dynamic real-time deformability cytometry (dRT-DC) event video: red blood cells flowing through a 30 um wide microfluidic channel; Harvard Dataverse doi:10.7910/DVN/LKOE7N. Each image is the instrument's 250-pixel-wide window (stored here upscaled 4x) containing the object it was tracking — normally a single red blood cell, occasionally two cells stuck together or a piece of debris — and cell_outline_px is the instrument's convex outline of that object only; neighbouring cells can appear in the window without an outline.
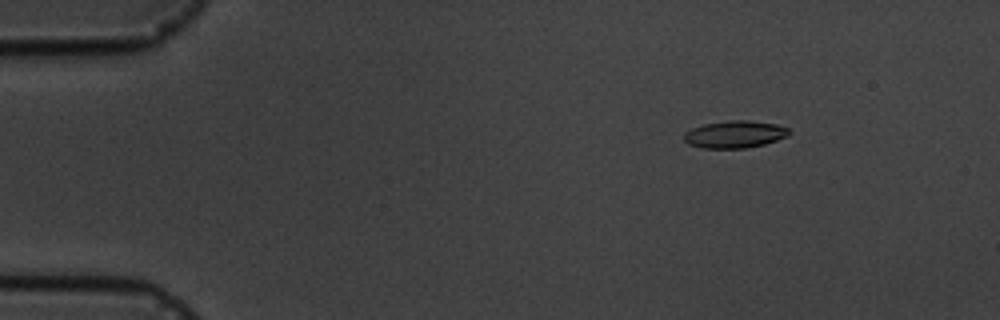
{"species": "common noctule bat (a hibernating species)", "species_latin": "Nyctalus noctula", "temperature_condition": "cold", "stored_images_in_passage": 18, "camera_frame_rate_fps": 3000, "um_per_image_px": 0.085, "animal": {"sex": "male", "body_mass_g": 19.5, "forearm_length_mm": 54.6}, "frame": {"image": 1, "passage_image": 3, "time_ms": 2.333, "image_size_px": [1000, 320], "cell_outline_px": [[792, 132], [788, 136], [764, 144], [744, 148], [704, 148], [688, 144], [684, 140], [684, 132], [692, 128], [704, 124], [732, 120], [748, 120], [776, 124], [788, 128]], "centroid_in_image_um": [62.46, 11.41], "position_along_channel_um": 22.5, "area_um2": 16.65}}
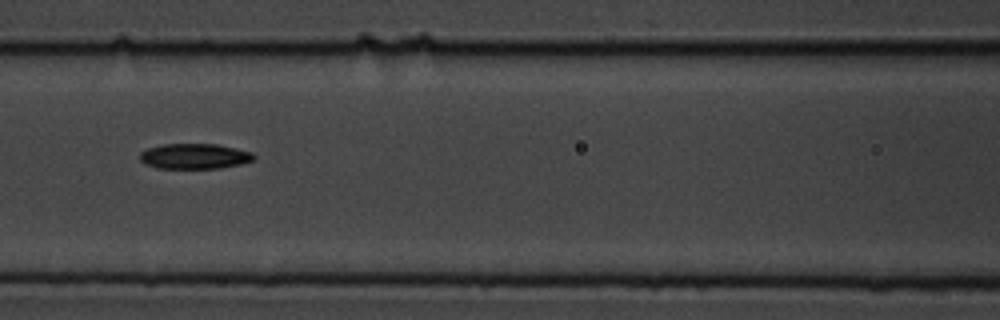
{"frame": {"image": 2, "passage_image": 8, "time_ms": 8.0, "image_size_px": [1000, 320], "cell_outline_px": [[256, 156], [252, 160], [240, 164], [220, 168], [156, 168], [144, 164], [140, 160], [140, 152], [148, 148], [164, 144], [216, 144], [236, 148], [252, 152]], "centroid_in_image_um": [16.52, 13.28], "position_along_channel_um": 150.1, "area_um2": 16.82}}
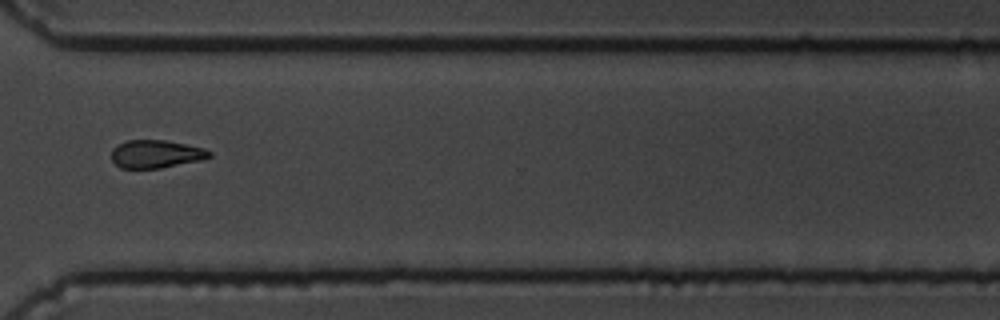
{"frame": {"image": 3, "passage_image": 13, "time_ms": 13.667, "image_size_px": [1000, 320], "cell_outline_px": [[212, 156], [204, 160], [160, 168], [120, 168], [112, 160], [112, 148], [128, 140], [164, 140], [204, 148], [212, 152]], "centroid_in_image_um": [13.29, 13.1], "position_along_channel_um": 357.3, "area_um2": 15.95}, "authors_computed_cell_mechanics": {"area_um2": 16.473, "velocity_mm_per_s": 3.6673, "shape_relaxation_time_tau1_ms": 2.7421, "shape_relaxation_time_tau2_ms": 6.9382, "deformation_change_tau1": 0.1085, "deformation_change_tau2": 0.1323}}